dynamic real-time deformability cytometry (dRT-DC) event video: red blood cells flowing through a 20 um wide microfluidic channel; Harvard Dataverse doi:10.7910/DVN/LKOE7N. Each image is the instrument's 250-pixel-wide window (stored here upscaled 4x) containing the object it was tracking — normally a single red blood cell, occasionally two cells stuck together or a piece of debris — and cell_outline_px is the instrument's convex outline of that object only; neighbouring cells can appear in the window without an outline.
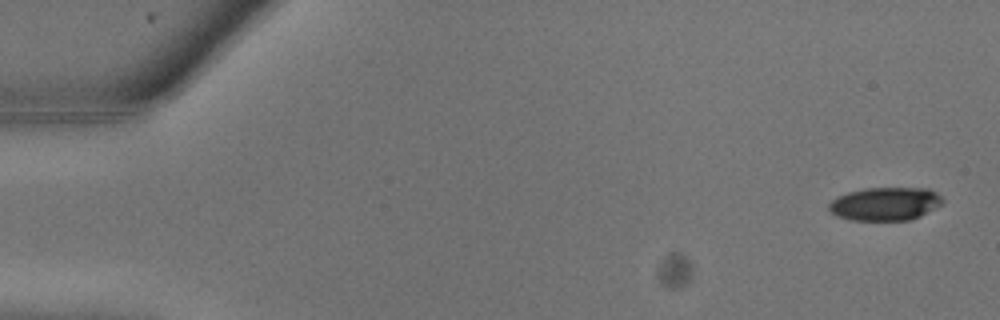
{"species": "common noctule bat (a hibernating species)", "species_latin": "Nyctalus noctula", "temperature_condition": "warm", "stored_images_in_passage": 12, "camera_frame_rate_fps": 3000, "um_per_image_px": 0.085, "animal": {"sex": "male", "body_mass_g": 13.3}, "frame": {"image": 1, "passage_image": 1, "time_ms": 0.0, "image_size_px": [1000, 320], "cell_outline_px": [[944, 200], [940, 204], [920, 216], [908, 220], [852, 220], [836, 216], [828, 208], [828, 204], [836, 196], [848, 192], [864, 188], [928, 188], [936, 192]], "centroid_in_image_um": [75.2, 17.32], "position_along_channel_um": 9.8, "area_um2": 21.96}}
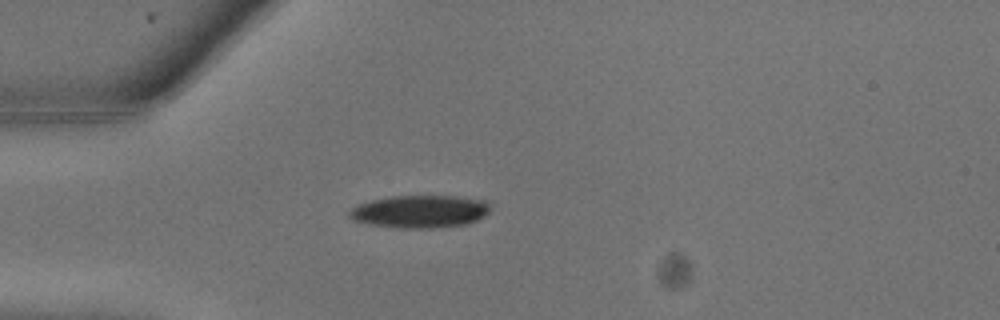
{"frame": {"image": 2, "passage_image": 7, "time_ms": 2.0, "image_size_px": [1000, 320], "cell_outline_px": [[492, 208], [484, 216], [468, 224], [432, 228], [400, 228], [368, 224], [352, 220], [348, 216], [348, 212], [352, 208], [360, 204], [372, 200], [392, 196], [456, 196], [488, 200]], "centroid_in_image_um": [35.73, 17.98], "position_along_channel_um": 49.3, "area_um2": 26.99}}
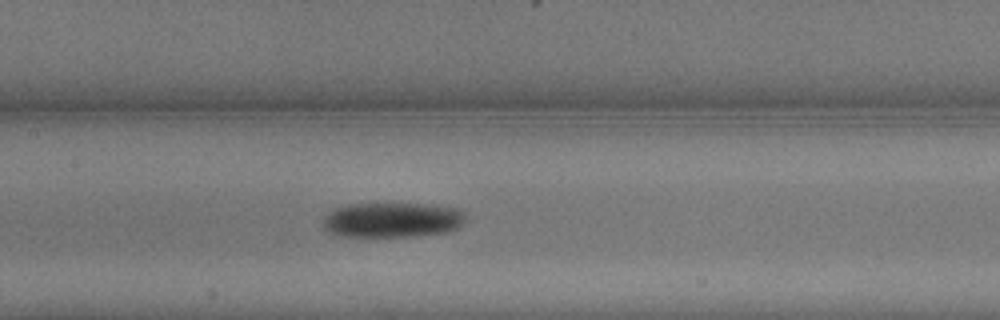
{"frame": {"image": 3, "passage_image": 12, "time_ms": 3.667, "image_size_px": [1000, 320], "cell_outline_px": [[468, 216], [464, 224], [460, 228], [448, 232], [416, 236], [340, 236], [324, 232], [320, 220], [332, 208], [344, 204], [392, 200], [432, 204], [456, 208], [464, 212]], "centroid_in_image_um": [33.31, 18.63], "position_along_channel_um": 174.1, "area_um2": 31.21}}